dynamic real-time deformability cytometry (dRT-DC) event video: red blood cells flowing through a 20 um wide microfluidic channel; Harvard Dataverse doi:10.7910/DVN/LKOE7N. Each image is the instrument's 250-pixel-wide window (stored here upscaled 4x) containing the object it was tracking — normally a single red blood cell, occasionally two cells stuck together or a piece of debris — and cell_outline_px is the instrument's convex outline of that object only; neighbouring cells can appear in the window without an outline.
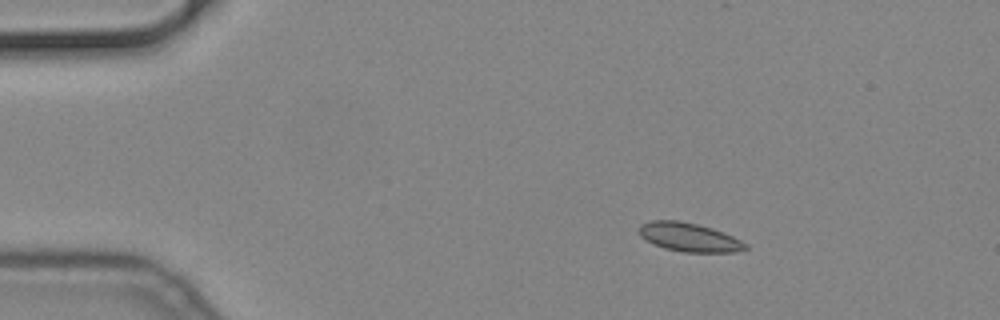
{"species": "common noctule bat (a hibernating species)", "species_latin": "Nyctalus noctula", "temperature_condition": "cold", "stored_images_in_passage": 49, "camera_frame_rate_fps": 3000, "um_per_image_px": 0.085, "animal": {"sex": "male", "body_mass_g": 19.2, "forearm_length_mm": 51.8}, "frame": {"image": 1, "passage_image": 1, "time_ms": 0.0, "image_size_px": [1000, 320], "cell_outline_px": [[748, 248], [732, 252], [684, 252], [664, 248], [652, 244], [640, 236], [640, 224], [652, 220], [680, 220], [712, 228], [732, 236], [748, 244]], "centroid_in_image_um": [58.55, 20.16], "position_along_channel_um": 26.4, "area_um2": 17.74}}
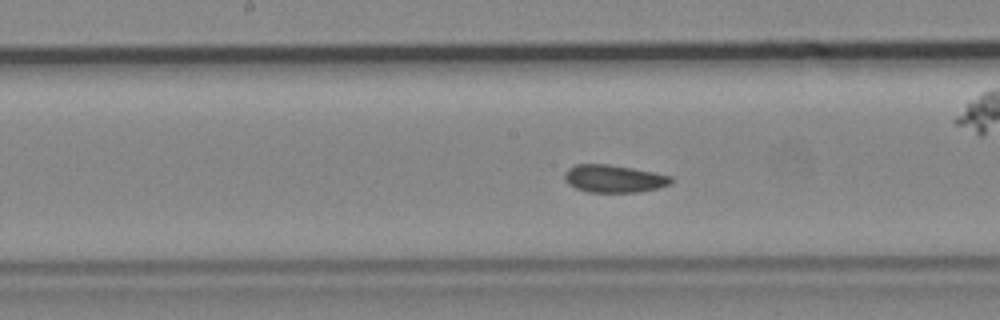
{"frame": {"image": 2, "passage_image": 21, "time_ms": 6.667, "image_size_px": [1000, 320], "cell_outline_px": [[672, 180], [668, 184], [660, 188], [636, 192], [588, 192], [576, 188], [568, 184], [564, 180], [564, 172], [568, 168], [576, 164], [608, 164], [632, 168], [672, 176]], "centroid_in_image_um": [52.14, 15.18], "position_along_channel_um": 196.1, "area_um2": 17.11}}
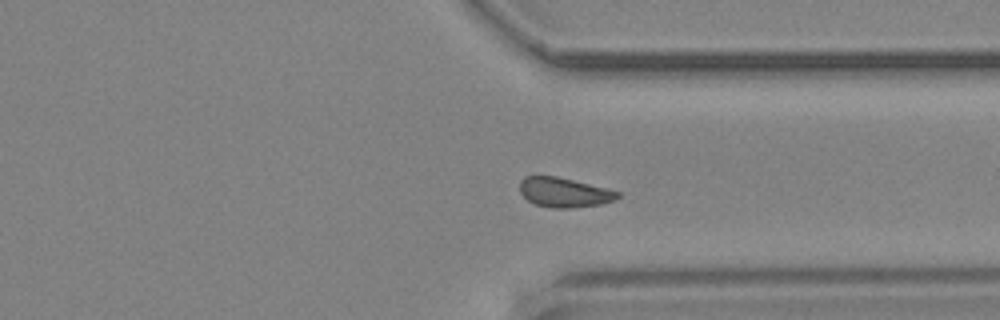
{"frame": {"image": 3, "passage_image": 35, "time_ms": 11.333, "image_size_px": [1000, 320], "cell_outline_px": [[620, 196], [616, 200], [600, 204], [568, 208], [552, 208], [532, 204], [520, 192], [520, 180], [524, 176], [556, 176], [608, 188], [620, 192]], "centroid_in_image_um": [47.95, 16.35], "position_along_channel_um": 363.4, "area_um2": 16.99}}